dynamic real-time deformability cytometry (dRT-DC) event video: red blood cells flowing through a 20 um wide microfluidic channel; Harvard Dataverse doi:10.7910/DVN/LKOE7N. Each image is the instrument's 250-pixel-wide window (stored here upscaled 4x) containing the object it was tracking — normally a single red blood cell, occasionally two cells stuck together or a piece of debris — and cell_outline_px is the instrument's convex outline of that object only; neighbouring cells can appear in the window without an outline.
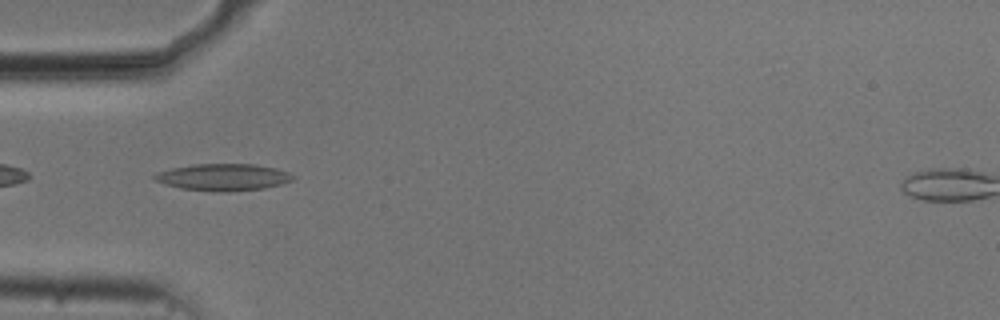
{"species": "common noctule bat (a hibernating species)", "species_latin": "Nyctalus noctula", "temperature_condition": "cold", "stored_images_in_passage": 40, "camera_frame_rate_fps": 3000, "um_per_image_px": 0.085, "animal": {"sex": "male", "body_mass_g": 20.5, "forearm_length_mm": 52.5}, "frame": {"image": 1, "passage_image": 3, "time_ms": 0.667, "image_size_px": [1000, 320], "cell_outline_px": [[296, 176], [292, 180], [280, 184], [264, 188], [228, 192], [220, 192], [180, 188], [164, 184], [156, 180], [152, 176], [160, 172], [172, 168], [192, 164], [256, 164], [276, 168], [288, 172]], "centroid_in_image_um": [19.0, 15.06], "position_along_channel_um": 66.0, "area_um2": 21.62}}
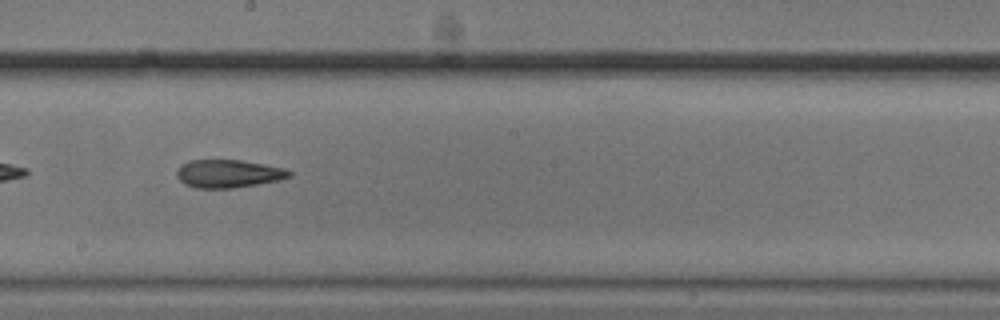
{"frame": {"image": 2, "passage_image": 16, "time_ms": 5.0, "image_size_px": [1000, 320], "cell_outline_px": [[292, 176], [280, 180], [232, 188], [196, 188], [184, 184], [176, 176], [176, 172], [180, 164], [188, 160], [240, 160], [264, 164], [284, 168], [292, 172]], "centroid_in_image_um": [19.39, 14.76], "position_along_channel_um": 228.8, "area_um2": 18.44}}
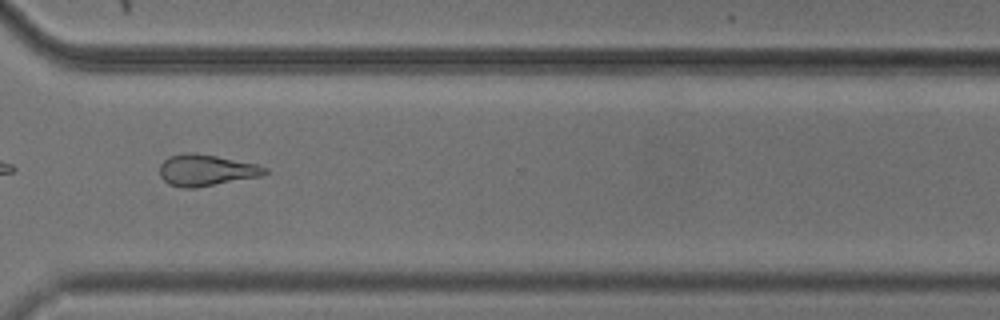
{"frame": {"image": 3, "passage_image": 26, "time_ms": 8.333, "image_size_px": [1000, 320], "cell_outline_px": [[268, 172], [260, 176], [196, 188], [180, 188], [168, 184], [160, 176], [160, 164], [168, 156], [184, 152], [192, 152], [216, 156], [256, 164], [268, 168]], "centroid_in_image_um": [17.48, 14.47], "position_along_channel_um": 353.1, "area_um2": 19.31}, "authors_computed_cell_mechanics": {"area_um2": 18.9873, "velocity_mm_per_s": 3.7439, "shape_relaxation_time_tau1_ms": 7.006, "shape_relaxation_time_tau2_ms": 3.903, "deformation_change_tau1": 0.1898, "deformation_change_tau2": 0.1399}}